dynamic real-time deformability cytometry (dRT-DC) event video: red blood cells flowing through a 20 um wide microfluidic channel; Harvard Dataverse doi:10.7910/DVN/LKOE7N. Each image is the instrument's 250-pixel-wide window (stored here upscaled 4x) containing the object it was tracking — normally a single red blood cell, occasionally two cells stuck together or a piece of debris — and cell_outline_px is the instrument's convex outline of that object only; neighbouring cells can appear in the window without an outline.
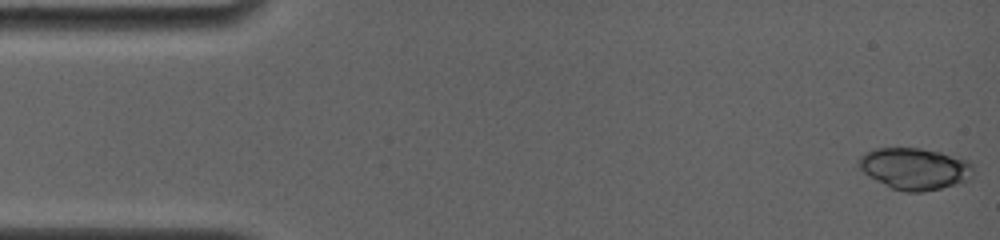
{"species": "common noctule bat (a hibernating species)", "species_latin": "Nyctalus noctula", "temperature_condition": "room temperature", "stored_images_in_passage": 10, "camera_frame_rate_fps": 4000, "um_per_image_px": 0.085, "animal": {"sex": "female", "body_mass_g": 19.0, "forearm_length_mm": 56.7}, "frame": {"image": 1, "passage_image": 1, "time_ms": 0.0, "image_size_px": [1000, 240], "cell_outline_px": [[972, 176], [968, 180], [940, 188], [924, 192], [904, 192], [892, 188], [868, 176], [860, 168], [856, 160], [864, 152], [876, 148], [920, 148], [940, 152], [968, 160], [972, 164]], "centroid_in_image_um": [77.72, 14.33], "position_along_channel_um": 7.3, "area_um2": 27.8}}